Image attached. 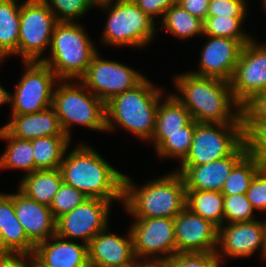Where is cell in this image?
I'll list each match as a JSON object with an SVG mask.
<instances>
[{
	"mask_svg": "<svg viewBox=\"0 0 266 267\" xmlns=\"http://www.w3.org/2000/svg\"><path fill=\"white\" fill-rule=\"evenodd\" d=\"M58 22H79L95 10L93 0H43Z\"/></svg>",
	"mask_w": 266,
	"mask_h": 267,
	"instance_id": "35",
	"label": "cell"
},
{
	"mask_svg": "<svg viewBox=\"0 0 266 267\" xmlns=\"http://www.w3.org/2000/svg\"><path fill=\"white\" fill-rule=\"evenodd\" d=\"M204 21L191 15L180 5L175 3L157 23V31H166L171 37L181 41L203 36ZM191 38V39H190Z\"/></svg>",
	"mask_w": 266,
	"mask_h": 267,
	"instance_id": "27",
	"label": "cell"
},
{
	"mask_svg": "<svg viewBox=\"0 0 266 267\" xmlns=\"http://www.w3.org/2000/svg\"><path fill=\"white\" fill-rule=\"evenodd\" d=\"M17 189L30 199L50 206L63 182L59 168L52 170H35L19 180Z\"/></svg>",
	"mask_w": 266,
	"mask_h": 267,
	"instance_id": "25",
	"label": "cell"
},
{
	"mask_svg": "<svg viewBox=\"0 0 266 267\" xmlns=\"http://www.w3.org/2000/svg\"><path fill=\"white\" fill-rule=\"evenodd\" d=\"M24 72L11 93V115L37 113L52 106L53 93L59 79L42 61L22 62Z\"/></svg>",
	"mask_w": 266,
	"mask_h": 267,
	"instance_id": "9",
	"label": "cell"
},
{
	"mask_svg": "<svg viewBox=\"0 0 266 267\" xmlns=\"http://www.w3.org/2000/svg\"><path fill=\"white\" fill-rule=\"evenodd\" d=\"M266 215H263L262 219L263 223V249H264V262H266Z\"/></svg>",
	"mask_w": 266,
	"mask_h": 267,
	"instance_id": "49",
	"label": "cell"
},
{
	"mask_svg": "<svg viewBox=\"0 0 266 267\" xmlns=\"http://www.w3.org/2000/svg\"><path fill=\"white\" fill-rule=\"evenodd\" d=\"M33 254L48 267H90L88 245L57 234L37 244Z\"/></svg>",
	"mask_w": 266,
	"mask_h": 267,
	"instance_id": "21",
	"label": "cell"
},
{
	"mask_svg": "<svg viewBox=\"0 0 266 267\" xmlns=\"http://www.w3.org/2000/svg\"><path fill=\"white\" fill-rule=\"evenodd\" d=\"M106 15L100 46L145 49L157 35V23L145 14L133 0L108 4L98 8ZM153 41V42H152Z\"/></svg>",
	"mask_w": 266,
	"mask_h": 267,
	"instance_id": "7",
	"label": "cell"
},
{
	"mask_svg": "<svg viewBox=\"0 0 266 267\" xmlns=\"http://www.w3.org/2000/svg\"><path fill=\"white\" fill-rule=\"evenodd\" d=\"M0 267H32L31 254L26 252H12L0 256Z\"/></svg>",
	"mask_w": 266,
	"mask_h": 267,
	"instance_id": "44",
	"label": "cell"
},
{
	"mask_svg": "<svg viewBox=\"0 0 266 267\" xmlns=\"http://www.w3.org/2000/svg\"><path fill=\"white\" fill-rule=\"evenodd\" d=\"M87 198L83 192L62 182L49 207L57 220L65 213L82 204Z\"/></svg>",
	"mask_w": 266,
	"mask_h": 267,
	"instance_id": "37",
	"label": "cell"
},
{
	"mask_svg": "<svg viewBox=\"0 0 266 267\" xmlns=\"http://www.w3.org/2000/svg\"><path fill=\"white\" fill-rule=\"evenodd\" d=\"M197 123L192 120L181 132L174 134H153L148 143L154 147L157 158L161 161L172 159L180 165L189 154Z\"/></svg>",
	"mask_w": 266,
	"mask_h": 267,
	"instance_id": "26",
	"label": "cell"
},
{
	"mask_svg": "<svg viewBox=\"0 0 266 267\" xmlns=\"http://www.w3.org/2000/svg\"><path fill=\"white\" fill-rule=\"evenodd\" d=\"M55 109L64 133L72 139L73 126L106 133L105 103L80 80H59L53 93Z\"/></svg>",
	"mask_w": 266,
	"mask_h": 267,
	"instance_id": "6",
	"label": "cell"
},
{
	"mask_svg": "<svg viewBox=\"0 0 266 267\" xmlns=\"http://www.w3.org/2000/svg\"><path fill=\"white\" fill-rule=\"evenodd\" d=\"M260 3L262 4L261 7H262V10H264L263 12H265L266 14V0H261Z\"/></svg>",
	"mask_w": 266,
	"mask_h": 267,
	"instance_id": "53",
	"label": "cell"
},
{
	"mask_svg": "<svg viewBox=\"0 0 266 267\" xmlns=\"http://www.w3.org/2000/svg\"><path fill=\"white\" fill-rule=\"evenodd\" d=\"M256 253L260 255L259 259L264 261L261 218L249 222L223 224L218 228L216 255L223 265H227V260L230 259H250Z\"/></svg>",
	"mask_w": 266,
	"mask_h": 267,
	"instance_id": "15",
	"label": "cell"
},
{
	"mask_svg": "<svg viewBox=\"0 0 266 267\" xmlns=\"http://www.w3.org/2000/svg\"><path fill=\"white\" fill-rule=\"evenodd\" d=\"M129 229L135 257L165 259L176 254L175 225L172 218H132Z\"/></svg>",
	"mask_w": 266,
	"mask_h": 267,
	"instance_id": "13",
	"label": "cell"
},
{
	"mask_svg": "<svg viewBox=\"0 0 266 267\" xmlns=\"http://www.w3.org/2000/svg\"><path fill=\"white\" fill-rule=\"evenodd\" d=\"M186 207L218 228L224 224V195L219 191L186 190Z\"/></svg>",
	"mask_w": 266,
	"mask_h": 267,
	"instance_id": "30",
	"label": "cell"
},
{
	"mask_svg": "<svg viewBox=\"0 0 266 267\" xmlns=\"http://www.w3.org/2000/svg\"><path fill=\"white\" fill-rule=\"evenodd\" d=\"M170 91L198 123H242L241 105L234 99L230 82L201 77L188 70L172 76ZM174 92V93H173Z\"/></svg>",
	"mask_w": 266,
	"mask_h": 267,
	"instance_id": "2",
	"label": "cell"
},
{
	"mask_svg": "<svg viewBox=\"0 0 266 267\" xmlns=\"http://www.w3.org/2000/svg\"><path fill=\"white\" fill-rule=\"evenodd\" d=\"M90 37L81 22H57L49 53L42 62L59 80H80L99 51L97 42Z\"/></svg>",
	"mask_w": 266,
	"mask_h": 267,
	"instance_id": "5",
	"label": "cell"
},
{
	"mask_svg": "<svg viewBox=\"0 0 266 267\" xmlns=\"http://www.w3.org/2000/svg\"><path fill=\"white\" fill-rule=\"evenodd\" d=\"M111 226L100 231L88 245L90 267H113L123 265L135 258L133 240L129 227L122 234L111 232Z\"/></svg>",
	"mask_w": 266,
	"mask_h": 267,
	"instance_id": "19",
	"label": "cell"
},
{
	"mask_svg": "<svg viewBox=\"0 0 266 267\" xmlns=\"http://www.w3.org/2000/svg\"><path fill=\"white\" fill-rule=\"evenodd\" d=\"M242 144V123H197L189 154L180 165L219 160L233 154Z\"/></svg>",
	"mask_w": 266,
	"mask_h": 267,
	"instance_id": "10",
	"label": "cell"
},
{
	"mask_svg": "<svg viewBox=\"0 0 266 267\" xmlns=\"http://www.w3.org/2000/svg\"><path fill=\"white\" fill-rule=\"evenodd\" d=\"M244 144L233 154L201 165H178L175 169L183 176L186 190L222 191L233 167L246 155Z\"/></svg>",
	"mask_w": 266,
	"mask_h": 267,
	"instance_id": "18",
	"label": "cell"
},
{
	"mask_svg": "<svg viewBox=\"0 0 266 267\" xmlns=\"http://www.w3.org/2000/svg\"><path fill=\"white\" fill-rule=\"evenodd\" d=\"M159 101L154 134H174L181 132L192 117L190 112L169 90Z\"/></svg>",
	"mask_w": 266,
	"mask_h": 267,
	"instance_id": "28",
	"label": "cell"
},
{
	"mask_svg": "<svg viewBox=\"0 0 266 267\" xmlns=\"http://www.w3.org/2000/svg\"><path fill=\"white\" fill-rule=\"evenodd\" d=\"M256 36L242 49L230 81L234 99L242 106L256 92L266 89V40Z\"/></svg>",
	"mask_w": 266,
	"mask_h": 267,
	"instance_id": "14",
	"label": "cell"
},
{
	"mask_svg": "<svg viewBox=\"0 0 266 267\" xmlns=\"http://www.w3.org/2000/svg\"><path fill=\"white\" fill-rule=\"evenodd\" d=\"M246 195L256 214L266 215V166L254 175Z\"/></svg>",
	"mask_w": 266,
	"mask_h": 267,
	"instance_id": "40",
	"label": "cell"
},
{
	"mask_svg": "<svg viewBox=\"0 0 266 267\" xmlns=\"http://www.w3.org/2000/svg\"><path fill=\"white\" fill-rule=\"evenodd\" d=\"M264 165L255 157L246 154L226 178L221 193L223 195L246 194L254 175Z\"/></svg>",
	"mask_w": 266,
	"mask_h": 267,
	"instance_id": "32",
	"label": "cell"
},
{
	"mask_svg": "<svg viewBox=\"0 0 266 267\" xmlns=\"http://www.w3.org/2000/svg\"><path fill=\"white\" fill-rule=\"evenodd\" d=\"M140 267H168L165 259H140Z\"/></svg>",
	"mask_w": 266,
	"mask_h": 267,
	"instance_id": "45",
	"label": "cell"
},
{
	"mask_svg": "<svg viewBox=\"0 0 266 267\" xmlns=\"http://www.w3.org/2000/svg\"><path fill=\"white\" fill-rule=\"evenodd\" d=\"M245 19L247 17H207L204 20L203 35L250 41L254 36L245 29Z\"/></svg>",
	"mask_w": 266,
	"mask_h": 267,
	"instance_id": "33",
	"label": "cell"
},
{
	"mask_svg": "<svg viewBox=\"0 0 266 267\" xmlns=\"http://www.w3.org/2000/svg\"><path fill=\"white\" fill-rule=\"evenodd\" d=\"M210 0H178L176 3L191 15L205 20L209 9Z\"/></svg>",
	"mask_w": 266,
	"mask_h": 267,
	"instance_id": "43",
	"label": "cell"
},
{
	"mask_svg": "<svg viewBox=\"0 0 266 267\" xmlns=\"http://www.w3.org/2000/svg\"><path fill=\"white\" fill-rule=\"evenodd\" d=\"M3 127L12 136L27 140L49 136H67L52 106L37 113L10 115L9 121Z\"/></svg>",
	"mask_w": 266,
	"mask_h": 267,
	"instance_id": "22",
	"label": "cell"
},
{
	"mask_svg": "<svg viewBox=\"0 0 266 267\" xmlns=\"http://www.w3.org/2000/svg\"><path fill=\"white\" fill-rule=\"evenodd\" d=\"M241 119L266 121V89L256 92L242 105Z\"/></svg>",
	"mask_w": 266,
	"mask_h": 267,
	"instance_id": "41",
	"label": "cell"
},
{
	"mask_svg": "<svg viewBox=\"0 0 266 267\" xmlns=\"http://www.w3.org/2000/svg\"><path fill=\"white\" fill-rule=\"evenodd\" d=\"M165 89L145 77L134 88L114 96L105 103L106 133L123 129L148 145L155 131L159 101L167 93Z\"/></svg>",
	"mask_w": 266,
	"mask_h": 267,
	"instance_id": "3",
	"label": "cell"
},
{
	"mask_svg": "<svg viewBox=\"0 0 266 267\" xmlns=\"http://www.w3.org/2000/svg\"><path fill=\"white\" fill-rule=\"evenodd\" d=\"M114 202L87 198L72 211L56 220V234L64 239L88 244L100 231L109 226Z\"/></svg>",
	"mask_w": 266,
	"mask_h": 267,
	"instance_id": "12",
	"label": "cell"
},
{
	"mask_svg": "<svg viewBox=\"0 0 266 267\" xmlns=\"http://www.w3.org/2000/svg\"><path fill=\"white\" fill-rule=\"evenodd\" d=\"M133 2L158 23L160 18H163L164 13L176 3V0H133Z\"/></svg>",
	"mask_w": 266,
	"mask_h": 267,
	"instance_id": "42",
	"label": "cell"
},
{
	"mask_svg": "<svg viewBox=\"0 0 266 267\" xmlns=\"http://www.w3.org/2000/svg\"><path fill=\"white\" fill-rule=\"evenodd\" d=\"M168 267H222L214 253H177L167 259Z\"/></svg>",
	"mask_w": 266,
	"mask_h": 267,
	"instance_id": "38",
	"label": "cell"
},
{
	"mask_svg": "<svg viewBox=\"0 0 266 267\" xmlns=\"http://www.w3.org/2000/svg\"><path fill=\"white\" fill-rule=\"evenodd\" d=\"M12 253V251L6 246L2 231L0 229V256Z\"/></svg>",
	"mask_w": 266,
	"mask_h": 267,
	"instance_id": "47",
	"label": "cell"
},
{
	"mask_svg": "<svg viewBox=\"0 0 266 267\" xmlns=\"http://www.w3.org/2000/svg\"><path fill=\"white\" fill-rule=\"evenodd\" d=\"M0 229L6 246L12 252L33 254L35 245L28 239L14 208V193L0 191Z\"/></svg>",
	"mask_w": 266,
	"mask_h": 267,
	"instance_id": "23",
	"label": "cell"
},
{
	"mask_svg": "<svg viewBox=\"0 0 266 267\" xmlns=\"http://www.w3.org/2000/svg\"><path fill=\"white\" fill-rule=\"evenodd\" d=\"M101 54L98 51L93 56L86 74L80 81L104 103L134 88L146 77L130 64L104 58Z\"/></svg>",
	"mask_w": 266,
	"mask_h": 267,
	"instance_id": "11",
	"label": "cell"
},
{
	"mask_svg": "<svg viewBox=\"0 0 266 267\" xmlns=\"http://www.w3.org/2000/svg\"><path fill=\"white\" fill-rule=\"evenodd\" d=\"M31 265L32 267H48L44 265L34 254H31Z\"/></svg>",
	"mask_w": 266,
	"mask_h": 267,
	"instance_id": "51",
	"label": "cell"
},
{
	"mask_svg": "<svg viewBox=\"0 0 266 267\" xmlns=\"http://www.w3.org/2000/svg\"><path fill=\"white\" fill-rule=\"evenodd\" d=\"M21 1L0 0V49L9 58H18Z\"/></svg>",
	"mask_w": 266,
	"mask_h": 267,
	"instance_id": "29",
	"label": "cell"
},
{
	"mask_svg": "<svg viewBox=\"0 0 266 267\" xmlns=\"http://www.w3.org/2000/svg\"><path fill=\"white\" fill-rule=\"evenodd\" d=\"M35 170L60 168L67 148L72 140L67 136H49L32 139Z\"/></svg>",
	"mask_w": 266,
	"mask_h": 267,
	"instance_id": "31",
	"label": "cell"
},
{
	"mask_svg": "<svg viewBox=\"0 0 266 267\" xmlns=\"http://www.w3.org/2000/svg\"><path fill=\"white\" fill-rule=\"evenodd\" d=\"M198 66L189 72L201 77H213L230 82L242 49L249 41L203 35ZM206 40V41H205Z\"/></svg>",
	"mask_w": 266,
	"mask_h": 267,
	"instance_id": "16",
	"label": "cell"
},
{
	"mask_svg": "<svg viewBox=\"0 0 266 267\" xmlns=\"http://www.w3.org/2000/svg\"><path fill=\"white\" fill-rule=\"evenodd\" d=\"M176 254L214 253L218 245V227L185 207L174 218Z\"/></svg>",
	"mask_w": 266,
	"mask_h": 267,
	"instance_id": "17",
	"label": "cell"
},
{
	"mask_svg": "<svg viewBox=\"0 0 266 267\" xmlns=\"http://www.w3.org/2000/svg\"><path fill=\"white\" fill-rule=\"evenodd\" d=\"M57 22L43 0L21 1L18 43V58H21V62L45 59Z\"/></svg>",
	"mask_w": 266,
	"mask_h": 267,
	"instance_id": "8",
	"label": "cell"
},
{
	"mask_svg": "<svg viewBox=\"0 0 266 267\" xmlns=\"http://www.w3.org/2000/svg\"><path fill=\"white\" fill-rule=\"evenodd\" d=\"M256 215L246 194L224 195V224L249 222L261 217Z\"/></svg>",
	"mask_w": 266,
	"mask_h": 267,
	"instance_id": "36",
	"label": "cell"
},
{
	"mask_svg": "<svg viewBox=\"0 0 266 267\" xmlns=\"http://www.w3.org/2000/svg\"><path fill=\"white\" fill-rule=\"evenodd\" d=\"M124 212L131 218H176L186 207V188L183 176L175 169L162 176L135 183L124 175Z\"/></svg>",
	"mask_w": 266,
	"mask_h": 267,
	"instance_id": "4",
	"label": "cell"
},
{
	"mask_svg": "<svg viewBox=\"0 0 266 267\" xmlns=\"http://www.w3.org/2000/svg\"><path fill=\"white\" fill-rule=\"evenodd\" d=\"M128 0H93L94 6L97 8L108 5V4H113V3H119V2H124Z\"/></svg>",
	"mask_w": 266,
	"mask_h": 267,
	"instance_id": "48",
	"label": "cell"
},
{
	"mask_svg": "<svg viewBox=\"0 0 266 267\" xmlns=\"http://www.w3.org/2000/svg\"><path fill=\"white\" fill-rule=\"evenodd\" d=\"M8 59L9 58L0 49V65H1L0 67H2V64L4 65V63L7 62L6 60H8Z\"/></svg>",
	"mask_w": 266,
	"mask_h": 267,
	"instance_id": "52",
	"label": "cell"
},
{
	"mask_svg": "<svg viewBox=\"0 0 266 267\" xmlns=\"http://www.w3.org/2000/svg\"><path fill=\"white\" fill-rule=\"evenodd\" d=\"M242 124L246 153L266 166V121L242 119Z\"/></svg>",
	"mask_w": 266,
	"mask_h": 267,
	"instance_id": "34",
	"label": "cell"
},
{
	"mask_svg": "<svg viewBox=\"0 0 266 267\" xmlns=\"http://www.w3.org/2000/svg\"><path fill=\"white\" fill-rule=\"evenodd\" d=\"M14 208L18 221L35 246L56 234V219L50 207L28 198L16 189Z\"/></svg>",
	"mask_w": 266,
	"mask_h": 267,
	"instance_id": "20",
	"label": "cell"
},
{
	"mask_svg": "<svg viewBox=\"0 0 266 267\" xmlns=\"http://www.w3.org/2000/svg\"><path fill=\"white\" fill-rule=\"evenodd\" d=\"M79 141L67 148L61 162L63 182L88 198L119 202L122 206L125 173L110 164L88 140Z\"/></svg>",
	"mask_w": 266,
	"mask_h": 267,
	"instance_id": "1",
	"label": "cell"
},
{
	"mask_svg": "<svg viewBox=\"0 0 266 267\" xmlns=\"http://www.w3.org/2000/svg\"><path fill=\"white\" fill-rule=\"evenodd\" d=\"M11 91H8L0 84V108L3 105H10Z\"/></svg>",
	"mask_w": 266,
	"mask_h": 267,
	"instance_id": "46",
	"label": "cell"
},
{
	"mask_svg": "<svg viewBox=\"0 0 266 267\" xmlns=\"http://www.w3.org/2000/svg\"><path fill=\"white\" fill-rule=\"evenodd\" d=\"M0 140L6 141L5 150L0 155V170H17L21 177L35 171L32 141L12 136L3 126L0 127Z\"/></svg>",
	"mask_w": 266,
	"mask_h": 267,
	"instance_id": "24",
	"label": "cell"
},
{
	"mask_svg": "<svg viewBox=\"0 0 266 267\" xmlns=\"http://www.w3.org/2000/svg\"><path fill=\"white\" fill-rule=\"evenodd\" d=\"M113 267H140V259L138 257H135L130 262L123 264V265H117Z\"/></svg>",
	"mask_w": 266,
	"mask_h": 267,
	"instance_id": "50",
	"label": "cell"
},
{
	"mask_svg": "<svg viewBox=\"0 0 266 267\" xmlns=\"http://www.w3.org/2000/svg\"><path fill=\"white\" fill-rule=\"evenodd\" d=\"M250 7L248 0H210L207 17H247Z\"/></svg>",
	"mask_w": 266,
	"mask_h": 267,
	"instance_id": "39",
	"label": "cell"
}]
</instances>
